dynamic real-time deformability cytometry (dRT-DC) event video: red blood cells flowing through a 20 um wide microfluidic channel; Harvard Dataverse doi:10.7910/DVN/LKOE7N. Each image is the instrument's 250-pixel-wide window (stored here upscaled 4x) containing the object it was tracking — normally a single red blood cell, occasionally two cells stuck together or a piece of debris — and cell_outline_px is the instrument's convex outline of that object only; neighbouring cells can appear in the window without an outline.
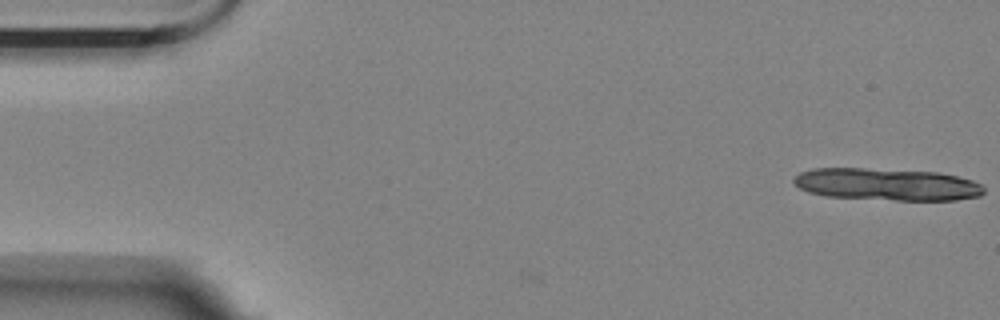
{"species": "Egyptian fruit bat (a non-hibernating species)", "species_latin": "Rousettus aegyptiacus", "temperature_condition": "room temperature", "stored_images_in_passage": 3, "camera_frame_rate_fps": 3000, "um_per_image_px": 0.085, "animal": {"sex": "female"}, "frame": {"image": 1, "passage_image": 1, "time_ms": 0.0, "image_size_px": [1000, 320], "cell_outline_px": [[984, 192], [980, 196], [956, 200], [896, 200], [824, 196], [808, 192], [792, 184], [792, 180], [800, 172], [812, 168], [864, 168], [936, 172], [956, 176], [972, 180], [980, 184], [984, 188]], "centroid_in_image_um": [75.34, 15.67], "position_along_channel_um": 9.7, "area_um2": 35.72}}